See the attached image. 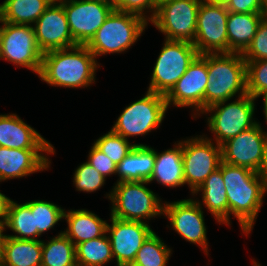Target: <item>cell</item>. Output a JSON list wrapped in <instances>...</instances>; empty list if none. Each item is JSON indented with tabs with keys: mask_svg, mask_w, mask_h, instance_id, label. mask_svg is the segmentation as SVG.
I'll return each instance as SVG.
<instances>
[{
	"mask_svg": "<svg viewBox=\"0 0 267 266\" xmlns=\"http://www.w3.org/2000/svg\"><path fill=\"white\" fill-rule=\"evenodd\" d=\"M106 234L75 246L77 266H103L114 259Z\"/></svg>",
	"mask_w": 267,
	"mask_h": 266,
	"instance_id": "obj_29",
	"label": "cell"
},
{
	"mask_svg": "<svg viewBox=\"0 0 267 266\" xmlns=\"http://www.w3.org/2000/svg\"><path fill=\"white\" fill-rule=\"evenodd\" d=\"M60 3L77 45H87L114 10L112 4L94 0H65Z\"/></svg>",
	"mask_w": 267,
	"mask_h": 266,
	"instance_id": "obj_14",
	"label": "cell"
},
{
	"mask_svg": "<svg viewBox=\"0 0 267 266\" xmlns=\"http://www.w3.org/2000/svg\"><path fill=\"white\" fill-rule=\"evenodd\" d=\"M42 240H24L7 236L2 266H41Z\"/></svg>",
	"mask_w": 267,
	"mask_h": 266,
	"instance_id": "obj_26",
	"label": "cell"
},
{
	"mask_svg": "<svg viewBox=\"0 0 267 266\" xmlns=\"http://www.w3.org/2000/svg\"><path fill=\"white\" fill-rule=\"evenodd\" d=\"M201 203L193 199L163 204V215L168 217L173 229L188 242L198 244L208 255L206 226Z\"/></svg>",
	"mask_w": 267,
	"mask_h": 266,
	"instance_id": "obj_17",
	"label": "cell"
},
{
	"mask_svg": "<svg viewBox=\"0 0 267 266\" xmlns=\"http://www.w3.org/2000/svg\"><path fill=\"white\" fill-rule=\"evenodd\" d=\"M76 190L94 192L105 184V177L87 162L82 163L74 173Z\"/></svg>",
	"mask_w": 267,
	"mask_h": 266,
	"instance_id": "obj_35",
	"label": "cell"
},
{
	"mask_svg": "<svg viewBox=\"0 0 267 266\" xmlns=\"http://www.w3.org/2000/svg\"><path fill=\"white\" fill-rule=\"evenodd\" d=\"M227 11L225 4L201 1L193 45L199 55L229 53L227 37Z\"/></svg>",
	"mask_w": 267,
	"mask_h": 266,
	"instance_id": "obj_12",
	"label": "cell"
},
{
	"mask_svg": "<svg viewBox=\"0 0 267 266\" xmlns=\"http://www.w3.org/2000/svg\"><path fill=\"white\" fill-rule=\"evenodd\" d=\"M64 218L68 223V228L63 233L75 246L103 236L106 233L108 223L88 210L64 211Z\"/></svg>",
	"mask_w": 267,
	"mask_h": 266,
	"instance_id": "obj_21",
	"label": "cell"
},
{
	"mask_svg": "<svg viewBox=\"0 0 267 266\" xmlns=\"http://www.w3.org/2000/svg\"><path fill=\"white\" fill-rule=\"evenodd\" d=\"M41 152V153H40ZM42 152L54 154L53 149H14L0 147V182L20 178L49 168L50 161Z\"/></svg>",
	"mask_w": 267,
	"mask_h": 266,
	"instance_id": "obj_19",
	"label": "cell"
},
{
	"mask_svg": "<svg viewBox=\"0 0 267 266\" xmlns=\"http://www.w3.org/2000/svg\"><path fill=\"white\" fill-rule=\"evenodd\" d=\"M208 84L205 109L229 101L236 93L247 94L246 62L241 53H207Z\"/></svg>",
	"mask_w": 267,
	"mask_h": 266,
	"instance_id": "obj_3",
	"label": "cell"
},
{
	"mask_svg": "<svg viewBox=\"0 0 267 266\" xmlns=\"http://www.w3.org/2000/svg\"><path fill=\"white\" fill-rule=\"evenodd\" d=\"M5 230V226L0 225V266H2L3 259V251H4V243L7 235H3V231Z\"/></svg>",
	"mask_w": 267,
	"mask_h": 266,
	"instance_id": "obj_41",
	"label": "cell"
},
{
	"mask_svg": "<svg viewBox=\"0 0 267 266\" xmlns=\"http://www.w3.org/2000/svg\"><path fill=\"white\" fill-rule=\"evenodd\" d=\"M184 180L194 193L222 162L221 146L208 137H192L182 141Z\"/></svg>",
	"mask_w": 267,
	"mask_h": 266,
	"instance_id": "obj_10",
	"label": "cell"
},
{
	"mask_svg": "<svg viewBox=\"0 0 267 266\" xmlns=\"http://www.w3.org/2000/svg\"><path fill=\"white\" fill-rule=\"evenodd\" d=\"M156 180L166 187H180L185 184L182 141L162 153L155 151V163L148 183Z\"/></svg>",
	"mask_w": 267,
	"mask_h": 266,
	"instance_id": "obj_22",
	"label": "cell"
},
{
	"mask_svg": "<svg viewBox=\"0 0 267 266\" xmlns=\"http://www.w3.org/2000/svg\"><path fill=\"white\" fill-rule=\"evenodd\" d=\"M262 176L264 177V180H265V183H266V186H267V159H266V165L262 171Z\"/></svg>",
	"mask_w": 267,
	"mask_h": 266,
	"instance_id": "obj_45",
	"label": "cell"
},
{
	"mask_svg": "<svg viewBox=\"0 0 267 266\" xmlns=\"http://www.w3.org/2000/svg\"><path fill=\"white\" fill-rule=\"evenodd\" d=\"M261 96H263L264 97V115H265V119H266V122H267V94H264V95H261ZM265 133V135L267 136V133L266 132H264Z\"/></svg>",
	"mask_w": 267,
	"mask_h": 266,
	"instance_id": "obj_42",
	"label": "cell"
},
{
	"mask_svg": "<svg viewBox=\"0 0 267 266\" xmlns=\"http://www.w3.org/2000/svg\"><path fill=\"white\" fill-rule=\"evenodd\" d=\"M254 100L256 99L245 94L238 96V99L231 103L226 104L227 101H221L203 110L202 113H212L213 111L207 122L211 132L216 135L214 139L217 145L221 146L227 140L258 123L253 118Z\"/></svg>",
	"mask_w": 267,
	"mask_h": 266,
	"instance_id": "obj_7",
	"label": "cell"
},
{
	"mask_svg": "<svg viewBox=\"0 0 267 266\" xmlns=\"http://www.w3.org/2000/svg\"><path fill=\"white\" fill-rule=\"evenodd\" d=\"M5 227L19 234L7 235L12 238L38 240L35 237L40 236L37 228H35L34 215L31 213V208L27 203L17 204L11 201Z\"/></svg>",
	"mask_w": 267,
	"mask_h": 266,
	"instance_id": "obj_30",
	"label": "cell"
},
{
	"mask_svg": "<svg viewBox=\"0 0 267 266\" xmlns=\"http://www.w3.org/2000/svg\"><path fill=\"white\" fill-rule=\"evenodd\" d=\"M98 66L86 45H76L44 53L38 76L52 86L82 88L95 82Z\"/></svg>",
	"mask_w": 267,
	"mask_h": 266,
	"instance_id": "obj_2",
	"label": "cell"
},
{
	"mask_svg": "<svg viewBox=\"0 0 267 266\" xmlns=\"http://www.w3.org/2000/svg\"><path fill=\"white\" fill-rule=\"evenodd\" d=\"M43 53L40 50L32 25H15L5 22L0 41V59L23 66L39 74Z\"/></svg>",
	"mask_w": 267,
	"mask_h": 266,
	"instance_id": "obj_13",
	"label": "cell"
},
{
	"mask_svg": "<svg viewBox=\"0 0 267 266\" xmlns=\"http://www.w3.org/2000/svg\"><path fill=\"white\" fill-rule=\"evenodd\" d=\"M198 55L191 42L165 39L153 68L148 91L166 96Z\"/></svg>",
	"mask_w": 267,
	"mask_h": 266,
	"instance_id": "obj_6",
	"label": "cell"
},
{
	"mask_svg": "<svg viewBox=\"0 0 267 266\" xmlns=\"http://www.w3.org/2000/svg\"><path fill=\"white\" fill-rule=\"evenodd\" d=\"M264 13L229 12L227 17V37L229 53H243L256 34Z\"/></svg>",
	"mask_w": 267,
	"mask_h": 266,
	"instance_id": "obj_23",
	"label": "cell"
},
{
	"mask_svg": "<svg viewBox=\"0 0 267 266\" xmlns=\"http://www.w3.org/2000/svg\"><path fill=\"white\" fill-rule=\"evenodd\" d=\"M0 147L14 149H53L34 128L16 114L0 115Z\"/></svg>",
	"mask_w": 267,
	"mask_h": 266,
	"instance_id": "obj_20",
	"label": "cell"
},
{
	"mask_svg": "<svg viewBox=\"0 0 267 266\" xmlns=\"http://www.w3.org/2000/svg\"><path fill=\"white\" fill-rule=\"evenodd\" d=\"M245 61H256L267 59V18L264 17L259 23L256 34L250 45L242 53Z\"/></svg>",
	"mask_w": 267,
	"mask_h": 266,
	"instance_id": "obj_36",
	"label": "cell"
},
{
	"mask_svg": "<svg viewBox=\"0 0 267 266\" xmlns=\"http://www.w3.org/2000/svg\"><path fill=\"white\" fill-rule=\"evenodd\" d=\"M111 222V225L107 224L106 233H109L108 238L117 266L132 264L138 250L154 231L147 221L123 220L111 216Z\"/></svg>",
	"mask_w": 267,
	"mask_h": 266,
	"instance_id": "obj_16",
	"label": "cell"
},
{
	"mask_svg": "<svg viewBox=\"0 0 267 266\" xmlns=\"http://www.w3.org/2000/svg\"><path fill=\"white\" fill-rule=\"evenodd\" d=\"M202 0H158L151 23L167 40L193 43L196 37L198 9Z\"/></svg>",
	"mask_w": 267,
	"mask_h": 266,
	"instance_id": "obj_8",
	"label": "cell"
},
{
	"mask_svg": "<svg viewBox=\"0 0 267 266\" xmlns=\"http://www.w3.org/2000/svg\"><path fill=\"white\" fill-rule=\"evenodd\" d=\"M161 238L153 232L138 250L133 266H166L171 255Z\"/></svg>",
	"mask_w": 267,
	"mask_h": 266,
	"instance_id": "obj_31",
	"label": "cell"
},
{
	"mask_svg": "<svg viewBox=\"0 0 267 266\" xmlns=\"http://www.w3.org/2000/svg\"><path fill=\"white\" fill-rule=\"evenodd\" d=\"M51 3H60V2H63V1H65V0H49Z\"/></svg>",
	"mask_w": 267,
	"mask_h": 266,
	"instance_id": "obj_48",
	"label": "cell"
},
{
	"mask_svg": "<svg viewBox=\"0 0 267 266\" xmlns=\"http://www.w3.org/2000/svg\"><path fill=\"white\" fill-rule=\"evenodd\" d=\"M94 1H100V2H105V3H110L113 5V0H94Z\"/></svg>",
	"mask_w": 267,
	"mask_h": 266,
	"instance_id": "obj_46",
	"label": "cell"
},
{
	"mask_svg": "<svg viewBox=\"0 0 267 266\" xmlns=\"http://www.w3.org/2000/svg\"><path fill=\"white\" fill-rule=\"evenodd\" d=\"M225 7L228 12L264 13L265 0H228Z\"/></svg>",
	"mask_w": 267,
	"mask_h": 266,
	"instance_id": "obj_39",
	"label": "cell"
},
{
	"mask_svg": "<svg viewBox=\"0 0 267 266\" xmlns=\"http://www.w3.org/2000/svg\"><path fill=\"white\" fill-rule=\"evenodd\" d=\"M264 16L267 18V0H265Z\"/></svg>",
	"mask_w": 267,
	"mask_h": 266,
	"instance_id": "obj_47",
	"label": "cell"
},
{
	"mask_svg": "<svg viewBox=\"0 0 267 266\" xmlns=\"http://www.w3.org/2000/svg\"><path fill=\"white\" fill-rule=\"evenodd\" d=\"M147 181L116 183L108 198L112 202L111 216L123 220L141 221L163 214V203L147 188ZM144 219V220H143Z\"/></svg>",
	"mask_w": 267,
	"mask_h": 266,
	"instance_id": "obj_5",
	"label": "cell"
},
{
	"mask_svg": "<svg viewBox=\"0 0 267 266\" xmlns=\"http://www.w3.org/2000/svg\"><path fill=\"white\" fill-rule=\"evenodd\" d=\"M51 239L42 241L41 266H77L75 245L70 239L63 232Z\"/></svg>",
	"mask_w": 267,
	"mask_h": 266,
	"instance_id": "obj_28",
	"label": "cell"
},
{
	"mask_svg": "<svg viewBox=\"0 0 267 266\" xmlns=\"http://www.w3.org/2000/svg\"><path fill=\"white\" fill-rule=\"evenodd\" d=\"M34 25L36 41L43 54L77 45L61 3H51Z\"/></svg>",
	"mask_w": 267,
	"mask_h": 266,
	"instance_id": "obj_18",
	"label": "cell"
},
{
	"mask_svg": "<svg viewBox=\"0 0 267 266\" xmlns=\"http://www.w3.org/2000/svg\"><path fill=\"white\" fill-rule=\"evenodd\" d=\"M155 150L147 145H136L117 165V183L123 181H149L154 169Z\"/></svg>",
	"mask_w": 267,
	"mask_h": 266,
	"instance_id": "obj_24",
	"label": "cell"
},
{
	"mask_svg": "<svg viewBox=\"0 0 267 266\" xmlns=\"http://www.w3.org/2000/svg\"><path fill=\"white\" fill-rule=\"evenodd\" d=\"M94 145L118 165L136 145L144 144H130L128 139L118 135L111 129L108 133L98 138Z\"/></svg>",
	"mask_w": 267,
	"mask_h": 266,
	"instance_id": "obj_33",
	"label": "cell"
},
{
	"mask_svg": "<svg viewBox=\"0 0 267 266\" xmlns=\"http://www.w3.org/2000/svg\"><path fill=\"white\" fill-rule=\"evenodd\" d=\"M34 215L35 228L41 235L43 232L53 228L63 218L64 209L54 203L43 200L26 202Z\"/></svg>",
	"mask_w": 267,
	"mask_h": 266,
	"instance_id": "obj_32",
	"label": "cell"
},
{
	"mask_svg": "<svg viewBox=\"0 0 267 266\" xmlns=\"http://www.w3.org/2000/svg\"><path fill=\"white\" fill-rule=\"evenodd\" d=\"M222 161L262 173L267 159V136L257 123L221 145Z\"/></svg>",
	"mask_w": 267,
	"mask_h": 266,
	"instance_id": "obj_11",
	"label": "cell"
},
{
	"mask_svg": "<svg viewBox=\"0 0 267 266\" xmlns=\"http://www.w3.org/2000/svg\"><path fill=\"white\" fill-rule=\"evenodd\" d=\"M11 199L6 197L3 193L0 192V225L5 226L8 213H9V207L11 204Z\"/></svg>",
	"mask_w": 267,
	"mask_h": 266,
	"instance_id": "obj_40",
	"label": "cell"
},
{
	"mask_svg": "<svg viewBox=\"0 0 267 266\" xmlns=\"http://www.w3.org/2000/svg\"><path fill=\"white\" fill-rule=\"evenodd\" d=\"M245 62L247 94L255 99L267 94V59Z\"/></svg>",
	"mask_w": 267,
	"mask_h": 266,
	"instance_id": "obj_34",
	"label": "cell"
},
{
	"mask_svg": "<svg viewBox=\"0 0 267 266\" xmlns=\"http://www.w3.org/2000/svg\"><path fill=\"white\" fill-rule=\"evenodd\" d=\"M167 109L164 95L147 91L143 98L123 110L112 130L125 139L145 135L162 123Z\"/></svg>",
	"mask_w": 267,
	"mask_h": 266,
	"instance_id": "obj_9",
	"label": "cell"
},
{
	"mask_svg": "<svg viewBox=\"0 0 267 266\" xmlns=\"http://www.w3.org/2000/svg\"><path fill=\"white\" fill-rule=\"evenodd\" d=\"M209 3L226 4L228 0H203Z\"/></svg>",
	"mask_w": 267,
	"mask_h": 266,
	"instance_id": "obj_44",
	"label": "cell"
},
{
	"mask_svg": "<svg viewBox=\"0 0 267 266\" xmlns=\"http://www.w3.org/2000/svg\"><path fill=\"white\" fill-rule=\"evenodd\" d=\"M219 169L225 183L228 201V225L230 214L240 223L242 231L249 234L263 202L267 186L262 173L248 168L221 162Z\"/></svg>",
	"mask_w": 267,
	"mask_h": 266,
	"instance_id": "obj_1",
	"label": "cell"
},
{
	"mask_svg": "<svg viewBox=\"0 0 267 266\" xmlns=\"http://www.w3.org/2000/svg\"><path fill=\"white\" fill-rule=\"evenodd\" d=\"M87 163L95 168L105 178L112 174L116 175L117 165L100 151L94 144L89 152Z\"/></svg>",
	"mask_w": 267,
	"mask_h": 266,
	"instance_id": "obj_38",
	"label": "cell"
},
{
	"mask_svg": "<svg viewBox=\"0 0 267 266\" xmlns=\"http://www.w3.org/2000/svg\"><path fill=\"white\" fill-rule=\"evenodd\" d=\"M147 23V19L137 14L114 9L86 46L95 58L122 53L137 41Z\"/></svg>",
	"mask_w": 267,
	"mask_h": 266,
	"instance_id": "obj_4",
	"label": "cell"
},
{
	"mask_svg": "<svg viewBox=\"0 0 267 266\" xmlns=\"http://www.w3.org/2000/svg\"><path fill=\"white\" fill-rule=\"evenodd\" d=\"M208 84L207 53L198 55L188 66L185 74L165 96L168 107L195 108L200 113L205 110V88Z\"/></svg>",
	"mask_w": 267,
	"mask_h": 266,
	"instance_id": "obj_15",
	"label": "cell"
},
{
	"mask_svg": "<svg viewBox=\"0 0 267 266\" xmlns=\"http://www.w3.org/2000/svg\"><path fill=\"white\" fill-rule=\"evenodd\" d=\"M252 262H253V266H261L260 264L256 263L255 260Z\"/></svg>",
	"mask_w": 267,
	"mask_h": 266,
	"instance_id": "obj_49",
	"label": "cell"
},
{
	"mask_svg": "<svg viewBox=\"0 0 267 266\" xmlns=\"http://www.w3.org/2000/svg\"><path fill=\"white\" fill-rule=\"evenodd\" d=\"M50 4L49 0H5L0 4V10L7 23L31 25Z\"/></svg>",
	"mask_w": 267,
	"mask_h": 266,
	"instance_id": "obj_27",
	"label": "cell"
},
{
	"mask_svg": "<svg viewBox=\"0 0 267 266\" xmlns=\"http://www.w3.org/2000/svg\"><path fill=\"white\" fill-rule=\"evenodd\" d=\"M199 191L202 193V202L207 207L208 211L217 219L219 224L228 225V201L225 189V183L221 170L218 168L206 178Z\"/></svg>",
	"mask_w": 267,
	"mask_h": 266,
	"instance_id": "obj_25",
	"label": "cell"
},
{
	"mask_svg": "<svg viewBox=\"0 0 267 266\" xmlns=\"http://www.w3.org/2000/svg\"><path fill=\"white\" fill-rule=\"evenodd\" d=\"M0 23H2L3 26H0V41H1V34H2V30H3V27H4V24H5V20L3 18V14L0 10Z\"/></svg>",
	"mask_w": 267,
	"mask_h": 266,
	"instance_id": "obj_43",
	"label": "cell"
},
{
	"mask_svg": "<svg viewBox=\"0 0 267 266\" xmlns=\"http://www.w3.org/2000/svg\"><path fill=\"white\" fill-rule=\"evenodd\" d=\"M113 6L115 10L134 13L145 19L147 15H144L146 14V12L143 13L144 10H151V18H147L148 21H151L156 13L158 0H113Z\"/></svg>",
	"mask_w": 267,
	"mask_h": 266,
	"instance_id": "obj_37",
	"label": "cell"
}]
</instances>
